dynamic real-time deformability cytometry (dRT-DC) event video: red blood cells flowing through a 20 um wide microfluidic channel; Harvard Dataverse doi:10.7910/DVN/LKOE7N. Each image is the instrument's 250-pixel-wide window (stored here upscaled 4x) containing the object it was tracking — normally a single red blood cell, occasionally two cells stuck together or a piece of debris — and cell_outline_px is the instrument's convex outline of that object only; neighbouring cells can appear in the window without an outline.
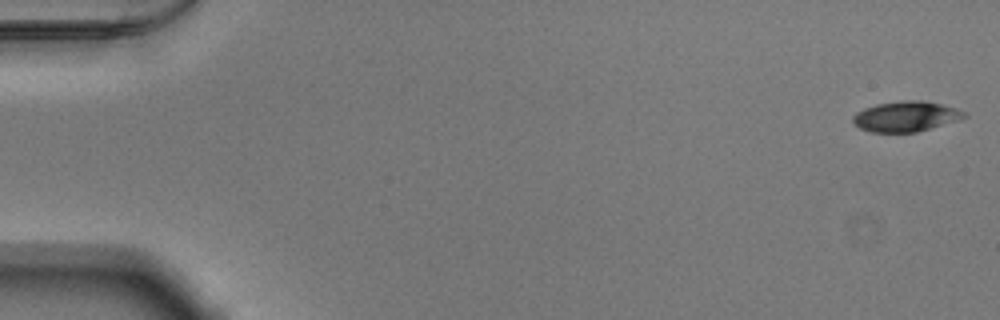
{"species": "Egyptian fruit bat (a non-hibernating species)", "species_latin": "Rousettus aegyptiacus", "temperature_condition": "warm", "stored_images_in_passage": 53, "camera_frame_rate_fps": 3000, "um_per_image_px": 0.085, "animal": {"sex": "male"}, "frame": {"image": 1, "passage_image": 1, "time_ms": 0.0, "image_size_px": [1000, 320], "cell_outline_px": [[968, 116], [960, 120], [916, 132], [872, 132], [860, 128], [852, 120], [852, 116], [856, 112], [864, 108], [876, 104], [900, 100], [920, 100], [940, 104], [956, 108], [968, 112]], "centroid_in_image_um": [77.03, 9.89], "position_along_channel_um": 8.0, "area_um2": 19.77}}
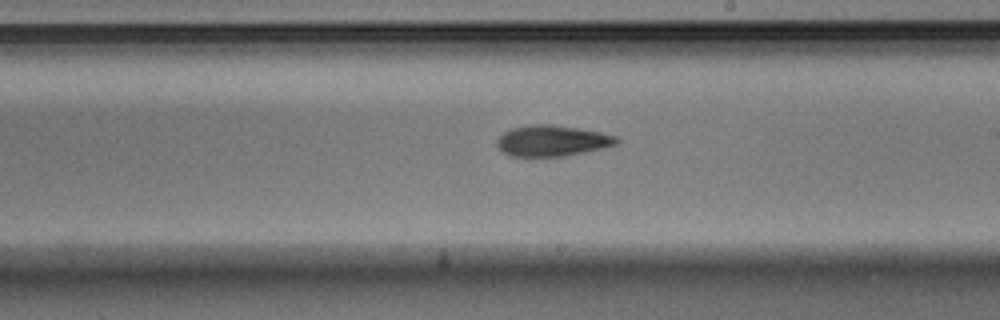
{"frame": {"image": 2, "passage_image": 31, "time_ms": 10.0, "image_size_px": [1000, 320], "cell_outline_px": [[620, 140], [616, 144], [600, 148], [564, 156], [512, 156], [504, 152], [496, 144], [496, 140], [504, 132], [512, 128], [532, 124], [548, 124], [576, 128], [600, 132], [616, 136]], "centroid_in_image_um": [46.91, 11.96], "position_along_channel_um": 242.1, "area_um2": 21.15}}
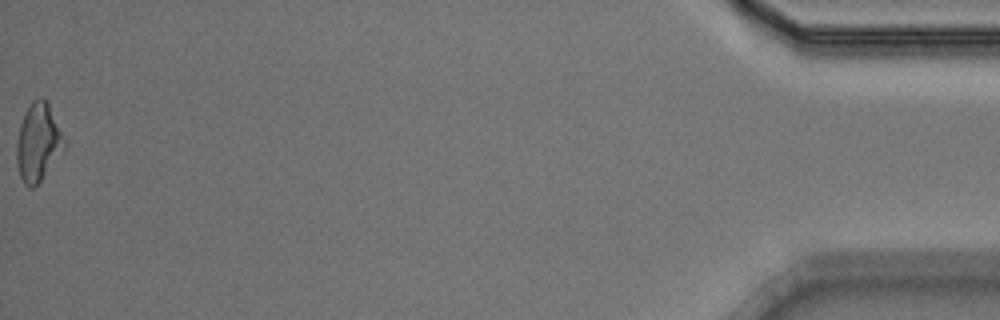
{"frame": {"image": 3, "passage_image": 53, "time_ms": 17.333, "image_size_px": [1000, 320], "cell_outline_px": [[64, 148], [40, 180], [32, 188], [28, 188], [24, 184], [20, 176], [16, 160], [16, 144], [20, 124], [32, 100], [40, 96], [48, 104], [64, 140]], "centroid_in_image_um": [3.19, 12.12], "position_along_channel_um": 432.0, "area_um2": 20.81}, "authors_computed_cell_mechanics": {"area_um2": 20.7502, "velocity_mm_per_s": 3.8807, "shape_relaxation_time_tau1_ms": 2.5173, "shape_relaxation_time_tau2_ms": 6.6672, "deformation_change_tau1": 0.1317, "deformation_change_tau2": 0.1837}}